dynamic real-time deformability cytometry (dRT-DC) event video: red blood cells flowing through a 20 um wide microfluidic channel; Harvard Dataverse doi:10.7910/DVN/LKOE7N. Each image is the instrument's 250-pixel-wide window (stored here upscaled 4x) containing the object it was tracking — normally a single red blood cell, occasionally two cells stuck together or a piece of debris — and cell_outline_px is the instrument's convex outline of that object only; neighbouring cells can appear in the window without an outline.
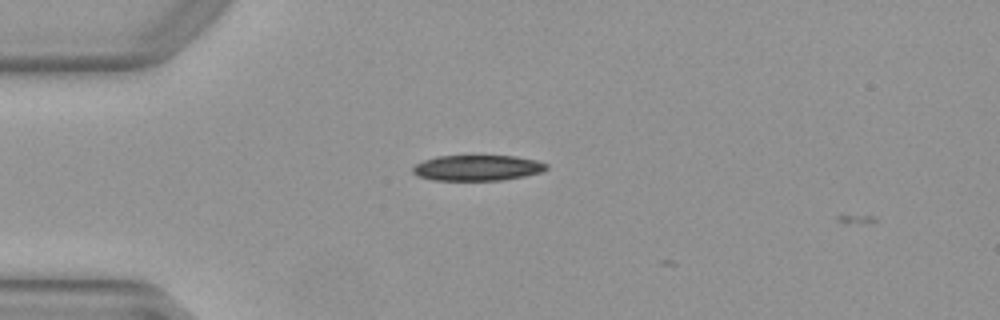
{"species": "Egyptian fruit bat (a non-hibernating species)", "species_latin": "Rousettus aegyptiacus", "temperature_condition": "warm", "stored_images_in_passage": 3, "camera_frame_rate_fps": 3000, "um_per_image_px": 0.085, "animal": {"sex": "female"}, "frame": {"image": 1, "passage_image": 2, "time_ms": 0.333, "image_size_px": [1000, 320], "cell_outline_px": [[548, 168], [540, 172], [524, 176], [504, 180], [432, 180], [416, 176], [412, 172], [412, 168], [416, 164], [424, 160], [436, 156], [516, 156], [536, 160], [548, 164]], "centroid_in_image_um": [40.56, 14.27], "position_along_channel_um": 44.4, "area_um2": 20.0}}